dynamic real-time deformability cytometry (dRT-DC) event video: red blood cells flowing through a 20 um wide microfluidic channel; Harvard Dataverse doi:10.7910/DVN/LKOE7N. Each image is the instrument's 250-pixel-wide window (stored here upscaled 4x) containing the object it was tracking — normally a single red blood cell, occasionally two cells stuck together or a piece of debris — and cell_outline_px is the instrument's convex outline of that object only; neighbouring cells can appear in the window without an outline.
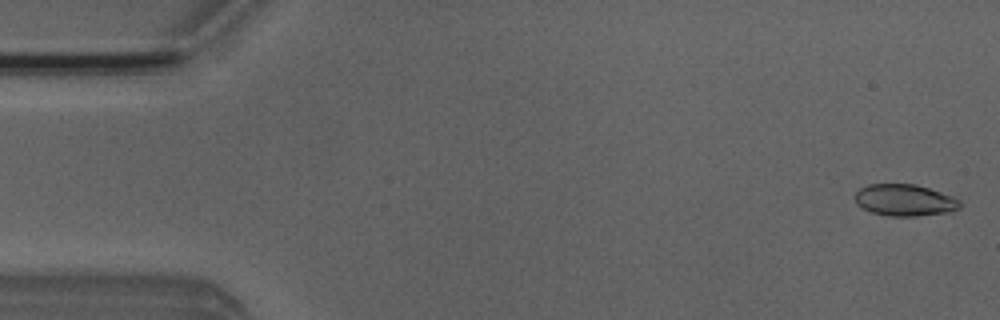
{"species": "Egyptian fruit bat (a non-hibernating species)", "species_latin": "Rousettus aegyptiacus", "temperature_condition": "room temperature", "stored_images_in_passage": 51, "camera_frame_rate_fps": 3000, "um_per_image_px": 0.085, "animal": {"sex": "male"}, "frame": {"image": 1, "passage_image": 1, "time_ms": 0.0, "image_size_px": [1000, 320], "cell_outline_px": [[960, 208], [952, 212], [916, 216], [888, 216], [872, 212], [856, 204], [856, 192], [860, 188], [868, 184], [916, 184], [952, 196], [960, 200]], "centroid_in_image_um": [76.92, 17.02], "position_along_channel_um": 8.1, "area_um2": 19.36}}
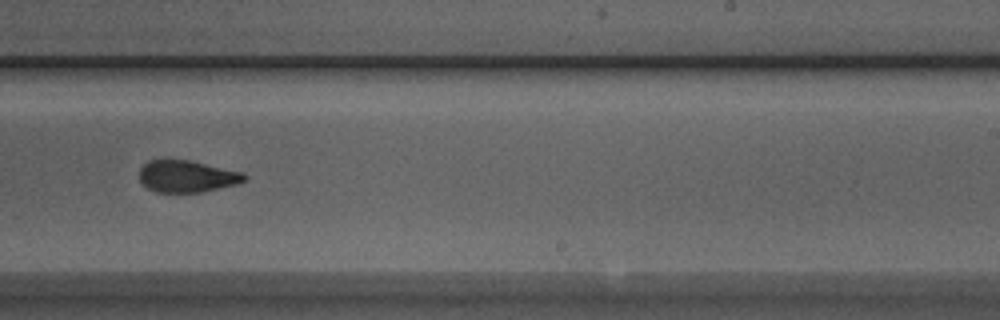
{"frame": {"image": 2, "passage_image": 31, "time_ms": 10.0, "image_size_px": [1000, 320], "cell_outline_px": [[248, 180], [236, 184], [200, 192], [156, 192], [148, 188], [140, 180], [140, 168], [148, 160], [188, 160], [244, 172], [248, 176]], "centroid_in_image_um": [15.92, 14.98], "position_along_channel_um": 273.1, "area_um2": 19.42}}
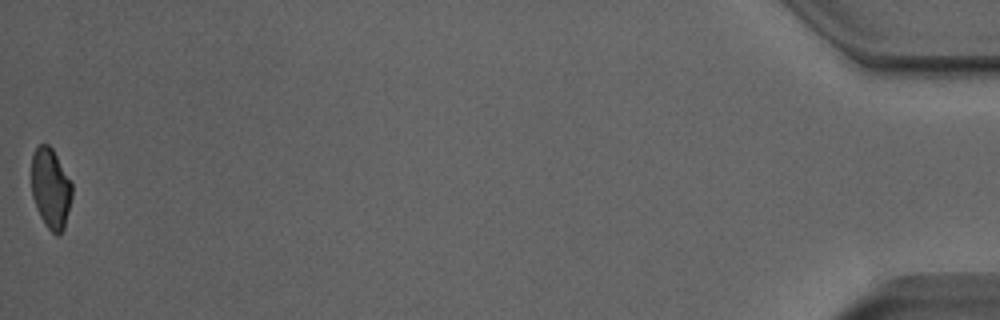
{"frame": {"image": 3, "passage_image": 51, "time_ms": 16.667, "image_size_px": [1000, 320], "cell_outline_px": [[72, 196], [64, 228], [56, 236], [44, 224], [36, 208], [32, 196], [32, 156], [36, 148], [40, 144], [48, 144], [52, 148], [72, 184]], "centroid_in_image_um": [4.3, 16.02], "position_along_channel_um": 430.9, "area_um2": 18.79}, "authors_computed_cell_mechanics": {"area_um2": 20.2878, "velocity_mm_per_s": 3.962, "shape_relaxation_time_tau1_ms": 7.6778, "shape_relaxation_time_tau2_ms": 1.6057, "deformation_change_tau1": 0.1879, "deformation_change_tau2": 0.0787}}